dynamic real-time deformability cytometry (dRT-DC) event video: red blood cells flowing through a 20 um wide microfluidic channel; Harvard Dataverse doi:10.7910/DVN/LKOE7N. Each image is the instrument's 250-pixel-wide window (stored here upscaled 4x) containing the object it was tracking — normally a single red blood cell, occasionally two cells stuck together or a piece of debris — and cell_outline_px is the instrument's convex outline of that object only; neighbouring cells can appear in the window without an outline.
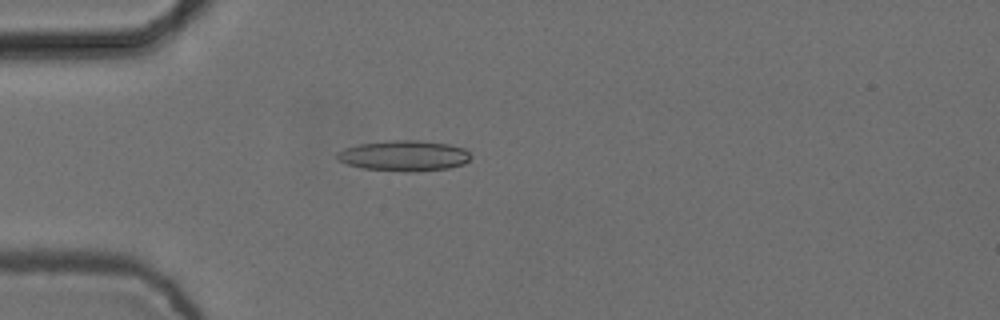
{"species": "common noctule bat (a hibernating species)", "species_latin": "Nyctalus noctula", "temperature_condition": "cold", "stored_images_in_passage": 2, "camera_frame_rate_fps": 3000, "um_per_image_px": 0.085, "animal": {"sex": "female", "body_mass_g": 24.6, "forearm_length_mm": 56.2}, "frame": {"image": 1, "passage_image": 2, "time_ms": 0.333, "image_size_px": [1000, 320], "cell_outline_px": [[472, 156], [464, 164], [448, 168], [416, 172], [408, 172], [364, 168], [348, 164], [336, 160], [336, 152], [344, 148], [360, 144], [396, 140], [420, 140], [448, 144], [464, 148]], "centroid_in_image_um": [34.35, 13.24], "position_along_channel_um": 50.7, "area_um2": 23.81}}